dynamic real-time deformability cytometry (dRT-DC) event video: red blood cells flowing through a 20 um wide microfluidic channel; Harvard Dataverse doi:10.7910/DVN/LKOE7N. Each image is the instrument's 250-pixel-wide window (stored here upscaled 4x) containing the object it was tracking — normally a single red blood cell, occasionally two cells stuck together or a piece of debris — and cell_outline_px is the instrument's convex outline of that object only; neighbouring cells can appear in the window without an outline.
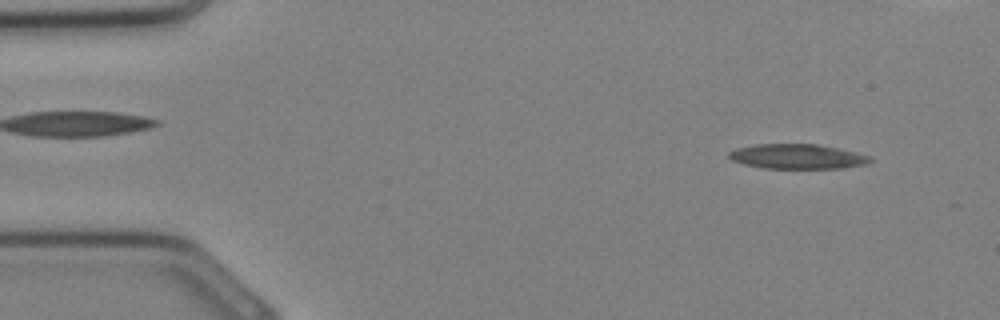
{"species": "Egyptian fruit bat (a non-hibernating species)", "species_latin": "Rousettus aegyptiacus", "temperature_condition": "cold", "stored_images_in_passage": 32, "camera_frame_rate_fps": 3000, "um_per_image_px": 0.085, "animal": {"sex": "female"}, "frame": {"image": 1, "passage_image": 2, "time_ms": 0.333, "image_size_px": [1000, 320], "cell_outline_px": [[872, 160], [864, 164], [844, 168], [764, 168], [744, 164], [732, 160], [728, 156], [728, 152], [736, 148], [756, 144], [816, 144], [836, 148], [872, 156]], "centroid_in_image_um": [67.75, 13.3], "position_along_channel_um": 17.3, "area_um2": 20.23}}
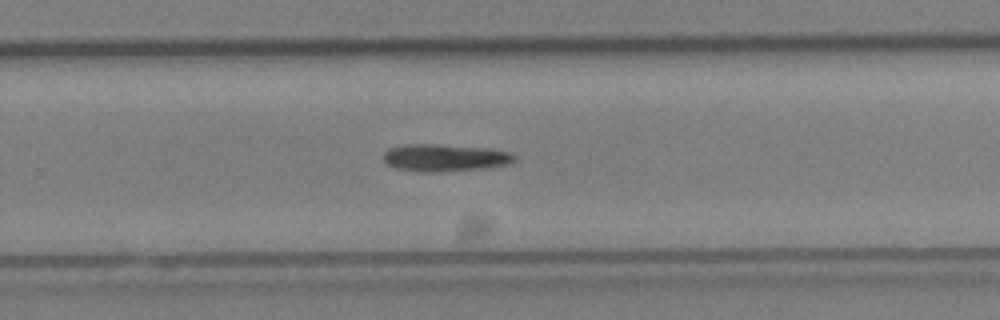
{"frame": {"image": 2, "passage_image": 20, "time_ms": 6.333, "image_size_px": [1000, 320], "cell_outline_px": [[516, 160], [512, 164], [480, 168], [440, 172], [420, 172], [396, 168], [388, 164], [384, 160], [384, 152], [388, 148], [404, 144], [432, 144], [492, 148], [512, 152], [516, 156]], "centroid_in_image_um": [37.85, 13.4], "position_along_channel_um": 292.0, "area_um2": 21.04}}
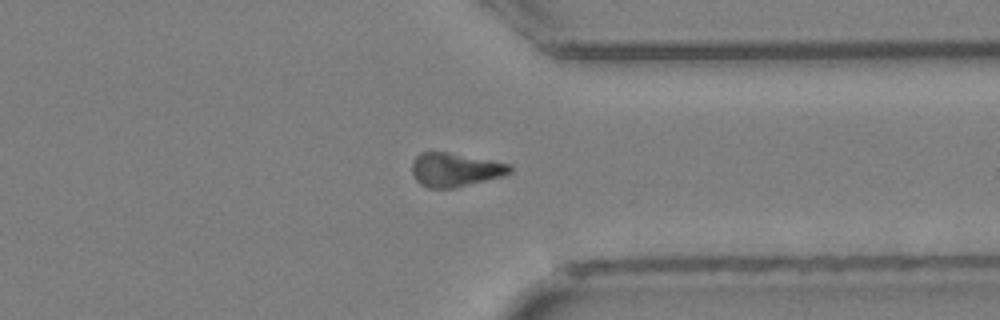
{"frame": {"image": 3, "passage_image": 24, "time_ms": 7.667, "image_size_px": [1000, 320], "cell_outline_px": [[512, 172], [500, 176], [456, 188], [428, 188], [420, 184], [416, 180], [412, 172], [412, 160], [420, 152], [448, 152], [492, 160], [512, 164]], "centroid_in_image_um": [38.67, 14.42], "position_along_channel_um": 372.7, "area_um2": 19.31}}